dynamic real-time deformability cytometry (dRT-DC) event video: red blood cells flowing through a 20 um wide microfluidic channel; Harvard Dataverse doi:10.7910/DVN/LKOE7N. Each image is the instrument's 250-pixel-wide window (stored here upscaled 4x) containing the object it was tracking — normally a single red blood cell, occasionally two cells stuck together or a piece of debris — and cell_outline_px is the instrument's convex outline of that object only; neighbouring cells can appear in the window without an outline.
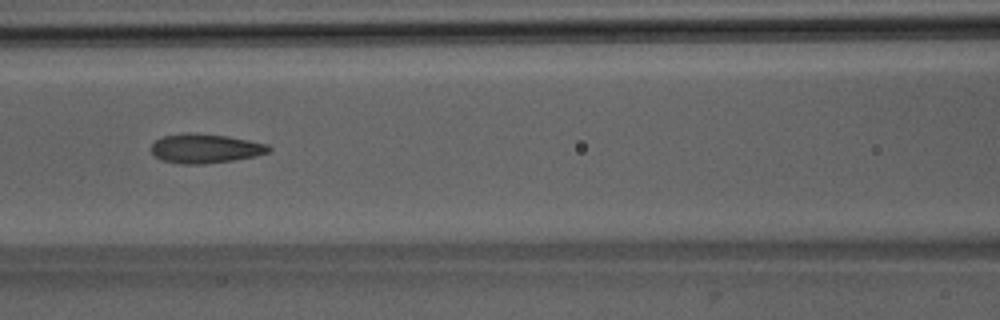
{"species": "Egyptian fruit bat (a non-hibernating species)", "species_latin": "Rousettus aegyptiacus", "temperature_condition": "room temperature", "stored_images_in_passage": 4, "camera_frame_rate_fps": 3000, "um_per_image_px": 0.085, "animal": {"sex": "male"}, "frame": {"image": 1, "passage_image": 4, "time_ms": 3.333, "image_size_px": [1000, 320], "cell_outline_px": [[272, 148], [268, 152], [252, 156], [232, 160], [204, 164], [180, 164], [164, 160], [156, 156], [152, 152], [152, 144], [156, 140], [164, 136], [184, 132], [196, 132], [228, 136], [268, 144]], "centroid_in_image_um": [17.44, 12.6], "position_along_channel_um": 149.2, "area_um2": 19.94}}